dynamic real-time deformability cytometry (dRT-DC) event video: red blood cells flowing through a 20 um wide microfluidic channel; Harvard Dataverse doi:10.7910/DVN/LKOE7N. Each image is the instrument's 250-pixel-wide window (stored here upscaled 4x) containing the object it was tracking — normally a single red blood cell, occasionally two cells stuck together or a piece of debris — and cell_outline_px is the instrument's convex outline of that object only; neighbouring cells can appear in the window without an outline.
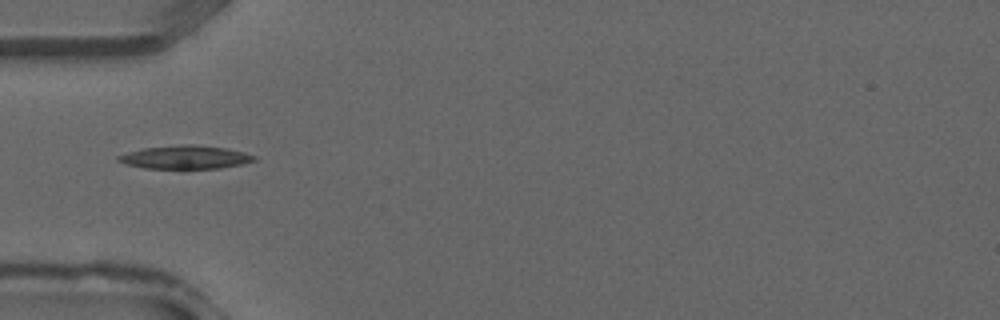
{"species": "common noctule bat (a hibernating species)", "species_latin": "Nyctalus noctula", "temperature_condition": "warm", "stored_images_in_passage": 26, "camera_frame_rate_fps": 3000, "um_per_image_px": 0.085, "animal": {"sex": "male", "forearm_length_mm": 52.5}, "frame": {"image": 1, "passage_image": 1, "time_ms": 0.0, "image_size_px": [1000, 320], "cell_outline_px": [[256, 160], [240, 164], [220, 168], [144, 168], [128, 164], [116, 160], [116, 156], [128, 152], [144, 148], [184, 144], [196, 144], [228, 148], [244, 152], [256, 156]], "centroid_in_image_um": [15.77, 13.35], "position_along_channel_um": 69.2, "area_um2": 18.38}}
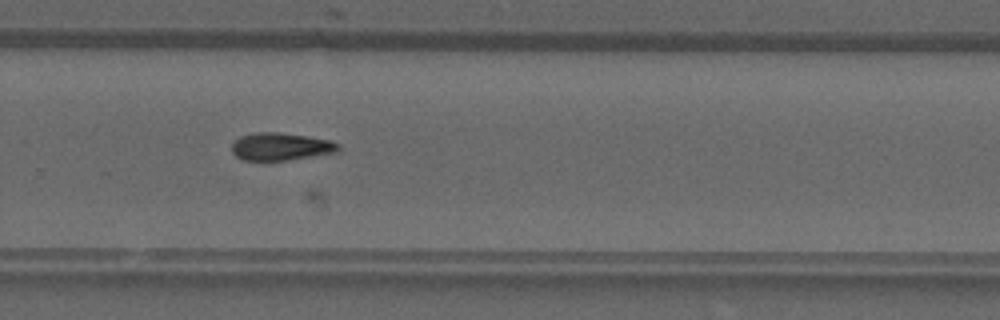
{"frame": {"image": 2, "passage_image": 14, "time_ms": 4.333, "image_size_px": [1000, 320], "cell_outline_px": [[340, 152], [264, 164], [244, 160], [236, 156], [232, 152], [232, 144], [240, 136], [256, 132], [280, 132], [308, 136], [332, 140], [340, 144]], "centroid_in_image_um": [23.88, 12.5], "position_along_channel_um": 305.9, "area_um2": 18.03}}
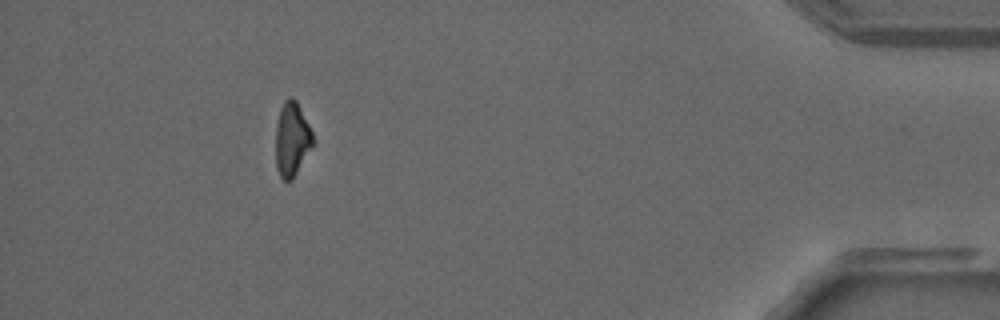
{"frame": {"image": 3, "passage_image": 23, "time_ms": 7.333, "image_size_px": [1000, 320], "cell_outline_px": [[312, 148], [292, 180], [284, 180], [280, 176], [276, 168], [276, 124], [280, 108], [284, 100], [288, 96], [292, 96], [296, 100], [312, 132]], "centroid_in_image_um": [24.79, 11.82], "position_along_channel_um": 410.4, "area_um2": 16.01}}